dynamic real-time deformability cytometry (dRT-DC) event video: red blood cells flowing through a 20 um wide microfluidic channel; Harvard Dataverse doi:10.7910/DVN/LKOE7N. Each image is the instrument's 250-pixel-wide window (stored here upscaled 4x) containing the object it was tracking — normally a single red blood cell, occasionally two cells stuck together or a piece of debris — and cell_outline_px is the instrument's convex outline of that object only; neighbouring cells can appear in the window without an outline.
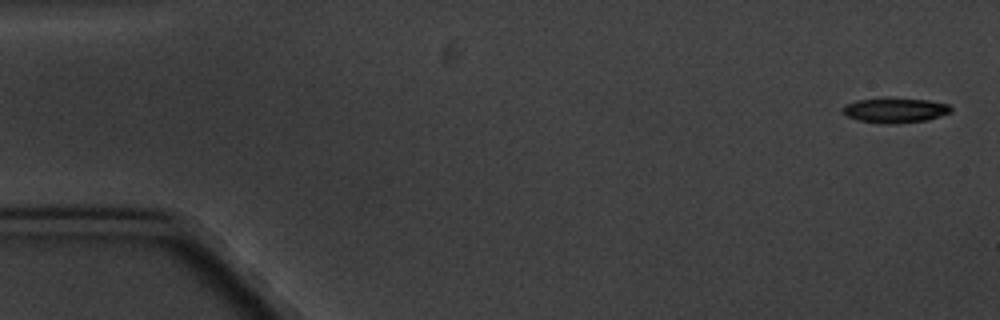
{"species": "common noctule bat (a hibernating species)", "species_latin": "Nyctalus noctula", "temperature_condition": "cold", "stored_images_in_passage": 5, "camera_frame_rate_fps": 3000, "um_per_image_px": 0.085, "animal": {"sex": "male", "body_mass_g": 20.1, "forearm_length_mm": 53.5}, "frame": {"image": 1, "passage_image": 1, "time_ms": 0.0, "image_size_px": [1000, 320], "cell_outline_px": [[952, 112], [928, 120], [896, 124], [888, 124], [860, 120], [848, 116], [844, 112], [844, 108], [848, 104], [856, 100], [928, 100], [948, 104], [952, 108]], "centroid_in_image_um": [76.18, 9.41], "position_along_channel_um": 8.8, "area_um2": 14.91}}